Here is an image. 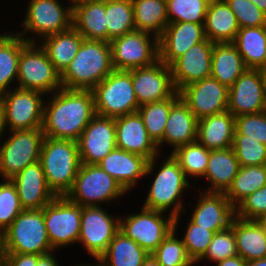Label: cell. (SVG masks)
<instances>
[{
    "label": "cell",
    "mask_w": 266,
    "mask_h": 266,
    "mask_svg": "<svg viewBox=\"0 0 266 266\" xmlns=\"http://www.w3.org/2000/svg\"><path fill=\"white\" fill-rule=\"evenodd\" d=\"M126 193L98 164L81 163L74 185L66 197L81 207H91L100 206L103 202L112 203Z\"/></svg>",
    "instance_id": "52a82bcc"
},
{
    "label": "cell",
    "mask_w": 266,
    "mask_h": 266,
    "mask_svg": "<svg viewBox=\"0 0 266 266\" xmlns=\"http://www.w3.org/2000/svg\"><path fill=\"white\" fill-rule=\"evenodd\" d=\"M83 39L72 26L66 31L44 37L39 45L46 51L49 60L61 74L78 53Z\"/></svg>",
    "instance_id": "d6a6232c"
},
{
    "label": "cell",
    "mask_w": 266,
    "mask_h": 266,
    "mask_svg": "<svg viewBox=\"0 0 266 266\" xmlns=\"http://www.w3.org/2000/svg\"><path fill=\"white\" fill-rule=\"evenodd\" d=\"M37 266H59L55 254L52 252L44 255H38Z\"/></svg>",
    "instance_id": "db71d44e"
},
{
    "label": "cell",
    "mask_w": 266,
    "mask_h": 266,
    "mask_svg": "<svg viewBox=\"0 0 266 266\" xmlns=\"http://www.w3.org/2000/svg\"><path fill=\"white\" fill-rule=\"evenodd\" d=\"M180 98L175 92L170 98L140 105L138 113L141 115L149 137L157 145L163 138L165 125L169 117L171 106Z\"/></svg>",
    "instance_id": "f35d334b"
},
{
    "label": "cell",
    "mask_w": 266,
    "mask_h": 266,
    "mask_svg": "<svg viewBox=\"0 0 266 266\" xmlns=\"http://www.w3.org/2000/svg\"><path fill=\"white\" fill-rule=\"evenodd\" d=\"M180 215L174 217V229L163 239L152 253L161 266H193L182 239L176 236Z\"/></svg>",
    "instance_id": "b9f144b4"
},
{
    "label": "cell",
    "mask_w": 266,
    "mask_h": 266,
    "mask_svg": "<svg viewBox=\"0 0 266 266\" xmlns=\"http://www.w3.org/2000/svg\"><path fill=\"white\" fill-rule=\"evenodd\" d=\"M69 1H70L69 2L70 5H72V7H73V6L77 5V4H80V3L85 2V1H96V0H69Z\"/></svg>",
    "instance_id": "6125c7cd"
},
{
    "label": "cell",
    "mask_w": 266,
    "mask_h": 266,
    "mask_svg": "<svg viewBox=\"0 0 266 266\" xmlns=\"http://www.w3.org/2000/svg\"><path fill=\"white\" fill-rule=\"evenodd\" d=\"M0 266H4V256L1 250H0Z\"/></svg>",
    "instance_id": "be15d7a7"
},
{
    "label": "cell",
    "mask_w": 266,
    "mask_h": 266,
    "mask_svg": "<svg viewBox=\"0 0 266 266\" xmlns=\"http://www.w3.org/2000/svg\"><path fill=\"white\" fill-rule=\"evenodd\" d=\"M28 43L14 32L0 34V95L8 92L12 81L17 80L21 50Z\"/></svg>",
    "instance_id": "e575fe53"
},
{
    "label": "cell",
    "mask_w": 266,
    "mask_h": 266,
    "mask_svg": "<svg viewBox=\"0 0 266 266\" xmlns=\"http://www.w3.org/2000/svg\"><path fill=\"white\" fill-rule=\"evenodd\" d=\"M179 94L197 119L228 110L229 88L213 77L188 84Z\"/></svg>",
    "instance_id": "2e32d148"
},
{
    "label": "cell",
    "mask_w": 266,
    "mask_h": 266,
    "mask_svg": "<svg viewBox=\"0 0 266 266\" xmlns=\"http://www.w3.org/2000/svg\"><path fill=\"white\" fill-rule=\"evenodd\" d=\"M73 7L63 6L59 0H30L21 26L22 32H16L29 43H36L49 35L66 31L72 27ZM27 32L37 34L33 38L25 37ZM35 39V40H34Z\"/></svg>",
    "instance_id": "9c48e42d"
},
{
    "label": "cell",
    "mask_w": 266,
    "mask_h": 266,
    "mask_svg": "<svg viewBox=\"0 0 266 266\" xmlns=\"http://www.w3.org/2000/svg\"><path fill=\"white\" fill-rule=\"evenodd\" d=\"M242 27L266 26V14L250 0H225Z\"/></svg>",
    "instance_id": "681fc988"
},
{
    "label": "cell",
    "mask_w": 266,
    "mask_h": 266,
    "mask_svg": "<svg viewBox=\"0 0 266 266\" xmlns=\"http://www.w3.org/2000/svg\"><path fill=\"white\" fill-rule=\"evenodd\" d=\"M153 177L142 207L165 213L169 210L173 217L185 213L181 195L192 185L171 153Z\"/></svg>",
    "instance_id": "5b68a950"
},
{
    "label": "cell",
    "mask_w": 266,
    "mask_h": 266,
    "mask_svg": "<svg viewBox=\"0 0 266 266\" xmlns=\"http://www.w3.org/2000/svg\"><path fill=\"white\" fill-rule=\"evenodd\" d=\"M44 222L54 251L78 243L81 231L82 207L66 196H56L42 208Z\"/></svg>",
    "instance_id": "7c38bea8"
},
{
    "label": "cell",
    "mask_w": 266,
    "mask_h": 266,
    "mask_svg": "<svg viewBox=\"0 0 266 266\" xmlns=\"http://www.w3.org/2000/svg\"><path fill=\"white\" fill-rule=\"evenodd\" d=\"M72 26L84 39L108 42L106 0L85 1L73 6Z\"/></svg>",
    "instance_id": "4316f807"
},
{
    "label": "cell",
    "mask_w": 266,
    "mask_h": 266,
    "mask_svg": "<svg viewBox=\"0 0 266 266\" xmlns=\"http://www.w3.org/2000/svg\"><path fill=\"white\" fill-rule=\"evenodd\" d=\"M0 145V175L12 179L26 166L39 161L44 133L40 129L10 131Z\"/></svg>",
    "instance_id": "30bf717a"
},
{
    "label": "cell",
    "mask_w": 266,
    "mask_h": 266,
    "mask_svg": "<svg viewBox=\"0 0 266 266\" xmlns=\"http://www.w3.org/2000/svg\"><path fill=\"white\" fill-rule=\"evenodd\" d=\"M232 229L238 255L245 261L266 258V232L259 220L234 217Z\"/></svg>",
    "instance_id": "f1b7e54d"
},
{
    "label": "cell",
    "mask_w": 266,
    "mask_h": 266,
    "mask_svg": "<svg viewBox=\"0 0 266 266\" xmlns=\"http://www.w3.org/2000/svg\"><path fill=\"white\" fill-rule=\"evenodd\" d=\"M77 144L81 163L98 164L116 148L115 118L95 115Z\"/></svg>",
    "instance_id": "e0dca14e"
},
{
    "label": "cell",
    "mask_w": 266,
    "mask_h": 266,
    "mask_svg": "<svg viewBox=\"0 0 266 266\" xmlns=\"http://www.w3.org/2000/svg\"><path fill=\"white\" fill-rule=\"evenodd\" d=\"M266 184V164L240 167L231 186L224 193L236 207L243 199Z\"/></svg>",
    "instance_id": "74e56055"
},
{
    "label": "cell",
    "mask_w": 266,
    "mask_h": 266,
    "mask_svg": "<svg viewBox=\"0 0 266 266\" xmlns=\"http://www.w3.org/2000/svg\"><path fill=\"white\" fill-rule=\"evenodd\" d=\"M116 147L151 160L160 154L137 112L115 118Z\"/></svg>",
    "instance_id": "603a6c76"
},
{
    "label": "cell",
    "mask_w": 266,
    "mask_h": 266,
    "mask_svg": "<svg viewBox=\"0 0 266 266\" xmlns=\"http://www.w3.org/2000/svg\"><path fill=\"white\" fill-rule=\"evenodd\" d=\"M232 148L240 167L266 164V145L244 135H234Z\"/></svg>",
    "instance_id": "f6af8a7d"
},
{
    "label": "cell",
    "mask_w": 266,
    "mask_h": 266,
    "mask_svg": "<svg viewBox=\"0 0 266 266\" xmlns=\"http://www.w3.org/2000/svg\"><path fill=\"white\" fill-rule=\"evenodd\" d=\"M0 182V235L24 210L19 201L16 188L10 179Z\"/></svg>",
    "instance_id": "bcb514c9"
},
{
    "label": "cell",
    "mask_w": 266,
    "mask_h": 266,
    "mask_svg": "<svg viewBox=\"0 0 266 266\" xmlns=\"http://www.w3.org/2000/svg\"><path fill=\"white\" fill-rule=\"evenodd\" d=\"M204 24L192 22L169 23L158 38L159 60L170 66L193 45L206 37Z\"/></svg>",
    "instance_id": "7402d4cb"
},
{
    "label": "cell",
    "mask_w": 266,
    "mask_h": 266,
    "mask_svg": "<svg viewBox=\"0 0 266 266\" xmlns=\"http://www.w3.org/2000/svg\"><path fill=\"white\" fill-rule=\"evenodd\" d=\"M235 117L230 111L206 116L197 121V141L209 150L231 148Z\"/></svg>",
    "instance_id": "83f0119b"
},
{
    "label": "cell",
    "mask_w": 266,
    "mask_h": 266,
    "mask_svg": "<svg viewBox=\"0 0 266 266\" xmlns=\"http://www.w3.org/2000/svg\"><path fill=\"white\" fill-rule=\"evenodd\" d=\"M44 93L14 88L0 95L4 127L9 131L40 129L43 125ZM8 127V128H7Z\"/></svg>",
    "instance_id": "8fae6325"
},
{
    "label": "cell",
    "mask_w": 266,
    "mask_h": 266,
    "mask_svg": "<svg viewBox=\"0 0 266 266\" xmlns=\"http://www.w3.org/2000/svg\"><path fill=\"white\" fill-rule=\"evenodd\" d=\"M211 0H170L166 3L169 23L204 24Z\"/></svg>",
    "instance_id": "7bdbcfd3"
},
{
    "label": "cell",
    "mask_w": 266,
    "mask_h": 266,
    "mask_svg": "<svg viewBox=\"0 0 266 266\" xmlns=\"http://www.w3.org/2000/svg\"><path fill=\"white\" fill-rule=\"evenodd\" d=\"M39 162L49 188L56 196H66L81 165L77 141L44 137Z\"/></svg>",
    "instance_id": "3957f363"
},
{
    "label": "cell",
    "mask_w": 266,
    "mask_h": 266,
    "mask_svg": "<svg viewBox=\"0 0 266 266\" xmlns=\"http://www.w3.org/2000/svg\"><path fill=\"white\" fill-rule=\"evenodd\" d=\"M235 216L245 220H261L266 217V184L235 207Z\"/></svg>",
    "instance_id": "f907efd6"
},
{
    "label": "cell",
    "mask_w": 266,
    "mask_h": 266,
    "mask_svg": "<svg viewBox=\"0 0 266 266\" xmlns=\"http://www.w3.org/2000/svg\"><path fill=\"white\" fill-rule=\"evenodd\" d=\"M240 169L233 148L211 150L204 175L210 186L206 192L225 193Z\"/></svg>",
    "instance_id": "4dcf8cb0"
},
{
    "label": "cell",
    "mask_w": 266,
    "mask_h": 266,
    "mask_svg": "<svg viewBox=\"0 0 266 266\" xmlns=\"http://www.w3.org/2000/svg\"><path fill=\"white\" fill-rule=\"evenodd\" d=\"M149 254L119 231L99 258L104 266H141Z\"/></svg>",
    "instance_id": "8d00e7d4"
},
{
    "label": "cell",
    "mask_w": 266,
    "mask_h": 266,
    "mask_svg": "<svg viewBox=\"0 0 266 266\" xmlns=\"http://www.w3.org/2000/svg\"><path fill=\"white\" fill-rule=\"evenodd\" d=\"M232 43L247 68L259 69L266 65V26L242 27Z\"/></svg>",
    "instance_id": "836d02e7"
},
{
    "label": "cell",
    "mask_w": 266,
    "mask_h": 266,
    "mask_svg": "<svg viewBox=\"0 0 266 266\" xmlns=\"http://www.w3.org/2000/svg\"><path fill=\"white\" fill-rule=\"evenodd\" d=\"M183 235V243L191 260L196 263L206 252L215 232L200 227L189 220Z\"/></svg>",
    "instance_id": "7dc6e473"
},
{
    "label": "cell",
    "mask_w": 266,
    "mask_h": 266,
    "mask_svg": "<svg viewBox=\"0 0 266 266\" xmlns=\"http://www.w3.org/2000/svg\"><path fill=\"white\" fill-rule=\"evenodd\" d=\"M108 42L136 30L132 0H106Z\"/></svg>",
    "instance_id": "ab89813d"
},
{
    "label": "cell",
    "mask_w": 266,
    "mask_h": 266,
    "mask_svg": "<svg viewBox=\"0 0 266 266\" xmlns=\"http://www.w3.org/2000/svg\"><path fill=\"white\" fill-rule=\"evenodd\" d=\"M150 35L152 34L135 30L113 39L110 46L114 70L130 71L157 62L158 38Z\"/></svg>",
    "instance_id": "5bb4252c"
},
{
    "label": "cell",
    "mask_w": 266,
    "mask_h": 266,
    "mask_svg": "<svg viewBox=\"0 0 266 266\" xmlns=\"http://www.w3.org/2000/svg\"><path fill=\"white\" fill-rule=\"evenodd\" d=\"M235 255H238V252L231 223V225L226 229L218 231L214 234L209 247L204 255L196 262V264L205 259H209L208 261L217 263Z\"/></svg>",
    "instance_id": "ee69618b"
},
{
    "label": "cell",
    "mask_w": 266,
    "mask_h": 266,
    "mask_svg": "<svg viewBox=\"0 0 266 266\" xmlns=\"http://www.w3.org/2000/svg\"><path fill=\"white\" fill-rule=\"evenodd\" d=\"M190 221L213 232L226 229L235 217V207L224 193L200 191Z\"/></svg>",
    "instance_id": "cb8c5ba5"
},
{
    "label": "cell",
    "mask_w": 266,
    "mask_h": 266,
    "mask_svg": "<svg viewBox=\"0 0 266 266\" xmlns=\"http://www.w3.org/2000/svg\"><path fill=\"white\" fill-rule=\"evenodd\" d=\"M245 266H266V258L246 261Z\"/></svg>",
    "instance_id": "9f6ffc18"
},
{
    "label": "cell",
    "mask_w": 266,
    "mask_h": 266,
    "mask_svg": "<svg viewBox=\"0 0 266 266\" xmlns=\"http://www.w3.org/2000/svg\"><path fill=\"white\" fill-rule=\"evenodd\" d=\"M10 180L16 188L23 209H42L56 197L47 185L39 161L26 166Z\"/></svg>",
    "instance_id": "d4e9b609"
},
{
    "label": "cell",
    "mask_w": 266,
    "mask_h": 266,
    "mask_svg": "<svg viewBox=\"0 0 266 266\" xmlns=\"http://www.w3.org/2000/svg\"><path fill=\"white\" fill-rule=\"evenodd\" d=\"M247 69L243 58L232 42L214 43L211 77L230 88Z\"/></svg>",
    "instance_id": "1f68e13d"
},
{
    "label": "cell",
    "mask_w": 266,
    "mask_h": 266,
    "mask_svg": "<svg viewBox=\"0 0 266 266\" xmlns=\"http://www.w3.org/2000/svg\"><path fill=\"white\" fill-rule=\"evenodd\" d=\"M246 261L239 255L226 258L216 263V266H245Z\"/></svg>",
    "instance_id": "f5cc1de1"
},
{
    "label": "cell",
    "mask_w": 266,
    "mask_h": 266,
    "mask_svg": "<svg viewBox=\"0 0 266 266\" xmlns=\"http://www.w3.org/2000/svg\"><path fill=\"white\" fill-rule=\"evenodd\" d=\"M227 107L234 117L266 111V89L259 69L248 68L234 82Z\"/></svg>",
    "instance_id": "d6986e66"
},
{
    "label": "cell",
    "mask_w": 266,
    "mask_h": 266,
    "mask_svg": "<svg viewBox=\"0 0 266 266\" xmlns=\"http://www.w3.org/2000/svg\"><path fill=\"white\" fill-rule=\"evenodd\" d=\"M165 214L142 207L140 213L120 217L119 231L152 254L174 229V217L170 214L163 216Z\"/></svg>",
    "instance_id": "4fadbf2b"
},
{
    "label": "cell",
    "mask_w": 266,
    "mask_h": 266,
    "mask_svg": "<svg viewBox=\"0 0 266 266\" xmlns=\"http://www.w3.org/2000/svg\"><path fill=\"white\" fill-rule=\"evenodd\" d=\"M259 221L262 223V225H263V227H264V229H265V232H266V217L262 218V219L259 220Z\"/></svg>",
    "instance_id": "e7e4bbea"
},
{
    "label": "cell",
    "mask_w": 266,
    "mask_h": 266,
    "mask_svg": "<svg viewBox=\"0 0 266 266\" xmlns=\"http://www.w3.org/2000/svg\"><path fill=\"white\" fill-rule=\"evenodd\" d=\"M156 160L157 156L149 160L116 147L98 165L128 193L137 187L140 178L154 174Z\"/></svg>",
    "instance_id": "ac0fdd59"
},
{
    "label": "cell",
    "mask_w": 266,
    "mask_h": 266,
    "mask_svg": "<svg viewBox=\"0 0 266 266\" xmlns=\"http://www.w3.org/2000/svg\"><path fill=\"white\" fill-rule=\"evenodd\" d=\"M36 44L28 43L21 50L17 77L19 84L15 88L51 95L62 88L60 73L49 60L46 51Z\"/></svg>",
    "instance_id": "ba28073f"
},
{
    "label": "cell",
    "mask_w": 266,
    "mask_h": 266,
    "mask_svg": "<svg viewBox=\"0 0 266 266\" xmlns=\"http://www.w3.org/2000/svg\"><path fill=\"white\" fill-rule=\"evenodd\" d=\"M141 266H161L157 260L152 256V254H149L147 258L143 261Z\"/></svg>",
    "instance_id": "11a10c76"
},
{
    "label": "cell",
    "mask_w": 266,
    "mask_h": 266,
    "mask_svg": "<svg viewBox=\"0 0 266 266\" xmlns=\"http://www.w3.org/2000/svg\"><path fill=\"white\" fill-rule=\"evenodd\" d=\"M250 1L266 14V0H250Z\"/></svg>",
    "instance_id": "680465c9"
},
{
    "label": "cell",
    "mask_w": 266,
    "mask_h": 266,
    "mask_svg": "<svg viewBox=\"0 0 266 266\" xmlns=\"http://www.w3.org/2000/svg\"><path fill=\"white\" fill-rule=\"evenodd\" d=\"M96 115L117 118L138 111L132 74L113 70L93 89Z\"/></svg>",
    "instance_id": "8992f818"
},
{
    "label": "cell",
    "mask_w": 266,
    "mask_h": 266,
    "mask_svg": "<svg viewBox=\"0 0 266 266\" xmlns=\"http://www.w3.org/2000/svg\"><path fill=\"white\" fill-rule=\"evenodd\" d=\"M119 228L120 216L114 218L101 206L82 207L78 244L82 243L91 257L99 259L119 232Z\"/></svg>",
    "instance_id": "9a60e30c"
},
{
    "label": "cell",
    "mask_w": 266,
    "mask_h": 266,
    "mask_svg": "<svg viewBox=\"0 0 266 266\" xmlns=\"http://www.w3.org/2000/svg\"><path fill=\"white\" fill-rule=\"evenodd\" d=\"M96 261H98L97 263L98 264H95V265H93L92 263L91 264H84L83 263V265L82 264H80V265H78V266H104V264H103V262L100 260V259H95ZM77 266V265H76Z\"/></svg>",
    "instance_id": "94428289"
},
{
    "label": "cell",
    "mask_w": 266,
    "mask_h": 266,
    "mask_svg": "<svg viewBox=\"0 0 266 266\" xmlns=\"http://www.w3.org/2000/svg\"><path fill=\"white\" fill-rule=\"evenodd\" d=\"M139 105L170 98L174 87L170 66L158 60L153 65L129 71Z\"/></svg>",
    "instance_id": "ffe728a7"
},
{
    "label": "cell",
    "mask_w": 266,
    "mask_h": 266,
    "mask_svg": "<svg viewBox=\"0 0 266 266\" xmlns=\"http://www.w3.org/2000/svg\"><path fill=\"white\" fill-rule=\"evenodd\" d=\"M205 37L213 43L233 42L240 27L225 0H211L204 22Z\"/></svg>",
    "instance_id": "f546056e"
},
{
    "label": "cell",
    "mask_w": 266,
    "mask_h": 266,
    "mask_svg": "<svg viewBox=\"0 0 266 266\" xmlns=\"http://www.w3.org/2000/svg\"><path fill=\"white\" fill-rule=\"evenodd\" d=\"M259 71H260V73H261L262 80H263V84H264L265 89H266V65L260 67V68H259Z\"/></svg>",
    "instance_id": "91938a15"
},
{
    "label": "cell",
    "mask_w": 266,
    "mask_h": 266,
    "mask_svg": "<svg viewBox=\"0 0 266 266\" xmlns=\"http://www.w3.org/2000/svg\"><path fill=\"white\" fill-rule=\"evenodd\" d=\"M51 96L44 102V136L77 141L96 115L93 91L60 88Z\"/></svg>",
    "instance_id": "6da1fadb"
},
{
    "label": "cell",
    "mask_w": 266,
    "mask_h": 266,
    "mask_svg": "<svg viewBox=\"0 0 266 266\" xmlns=\"http://www.w3.org/2000/svg\"><path fill=\"white\" fill-rule=\"evenodd\" d=\"M234 135H244L266 145V111L257 114H243L235 117Z\"/></svg>",
    "instance_id": "c3c4849f"
},
{
    "label": "cell",
    "mask_w": 266,
    "mask_h": 266,
    "mask_svg": "<svg viewBox=\"0 0 266 266\" xmlns=\"http://www.w3.org/2000/svg\"><path fill=\"white\" fill-rule=\"evenodd\" d=\"M213 45V42L205 38L170 65L173 84L177 92L188 84L211 77Z\"/></svg>",
    "instance_id": "44dd1931"
},
{
    "label": "cell",
    "mask_w": 266,
    "mask_h": 266,
    "mask_svg": "<svg viewBox=\"0 0 266 266\" xmlns=\"http://www.w3.org/2000/svg\"><path fill=\"white\" fill-rule=\"evenodd\" d=\"M136 30L161 36L169 24L166 2L162 0H132Z\"/></svg>",
    "instance_id": "d590c367"
},
{
    "label": "cell",
    "mask_w": 266,
    "mask_h": 266,
    "mask_svg": "<svg viewBox=\"0 0 266 266\" xmlns=\"http://www.w3.org/2000/svg\"><path fill=\"white\" fill-rule=\"evenodd\" d=\"M4 266H37L38 255L3 253Z\"/></svg>",
    "instance_id": "816d5d0a"
},
{
    "label": "cell",
    "mask_w": 266,
    "mask_h": 266,
    "mask_svg": "<svg viewBox=\"0 0 266 266\" xmlns=\"http://www.w3.org/2000/svg\"><path fill=\"white\" fill-rule=\"evenodd\" d=\"M3 133H5L4 116H3L2 103L0 101V138L3 136Z\"/></svg>",
    "instance_id": "6f0895ef"
},
{
    "label": "cell",
    "mask_w": 266,
    "mask_h": 266,
    "mask_svg": "<svg viewBox=\"0 0 266 266\" xmlns=\"http://www.w3.org/2000/svg\"><path fill=\"white\" fill-rule=\"evenodd\" d=\"M3 253L44 255L54 252L42 209H24L0 235Z\"/></svg>",
    "instance_id": "277c9868"
},
{
    "label": "cell",
    "mask_w": 266,
    "mask_h": 266,
    "mask_svg": "<svg viewBox=\"0 0 266 266\" xmlns=\"http://www.w3.org/2000/svg\"><path fill=\"white\" fill-rule=\"evenodd\" d=\"M210 151L197 140L170 152L177 160L186 177L203 178L208 166Z\"/></svg>",
    "instance_id": "60d3db41"
},
{
    "label": "cell",
    "mask_w": 266,
    "mask_h": 266,
    "mask_svg": "<svg viewBox=\"0 0 266 266\" xmlns=\"http://www.w3.org/2000/svg\"><path fill=\"white\" fill-rule=\"evenodd\" d=\"M198 119L189 109L188 105L181 97L171 106L168 120L162 140L157 144V148L162 145L171 146V152L176 148L197 140Z\"/></svg>",
    "instance_id": "484cf974"
},
{
    "label": "cell",
    "mask_w": 266,
    "mask_h": 266,
    "mask_svg": "<svg viewBox=\"0 0 266 266\" xmlns=\"http://www.w3.org/2000/svg\"><path fill=\"white\" fill-rule=\"evenodd\" d=\"M113 70L110 42L83 39L78 53L60 74L62 88L92 90Z\"/></svg>",
    "instance_id": "7a4b0ae2"
}]
</instances>
